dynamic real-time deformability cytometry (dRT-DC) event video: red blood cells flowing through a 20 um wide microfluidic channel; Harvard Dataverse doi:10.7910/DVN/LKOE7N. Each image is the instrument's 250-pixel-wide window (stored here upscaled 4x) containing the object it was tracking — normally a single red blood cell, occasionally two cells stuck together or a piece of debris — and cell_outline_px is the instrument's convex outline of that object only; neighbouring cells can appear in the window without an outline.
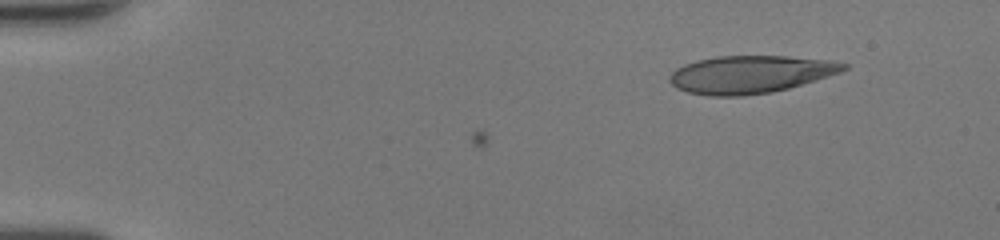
{"species": "human", "species_latin": "Homo sapiens", "temperature_condition": "room temperature", "stored_images_in_passage": 43, "camera_frame_rate_fps": 3000, "um_per_image_px": 0.085, "donor": {"sex": "female"}, "frame": {"image": 1, "passage_image": 1, "time_ms": 0.0, "image_size_px": [1000, 240], "cell_outline_px": [[848, 68], [840, 72], [816, 80], [788, 88], [772, 92], [744, 96], [708, 96], [688, 92], [676, 88], [668, 80], [668, 76], [676, 68], [684, 64], [716, 56], [788, 56], [828, 60], [848, 64]], "centroid_in_image_um": [63.75, 6.33], "position_along_channel_um": 21.2, "area_um2": 38.15}}
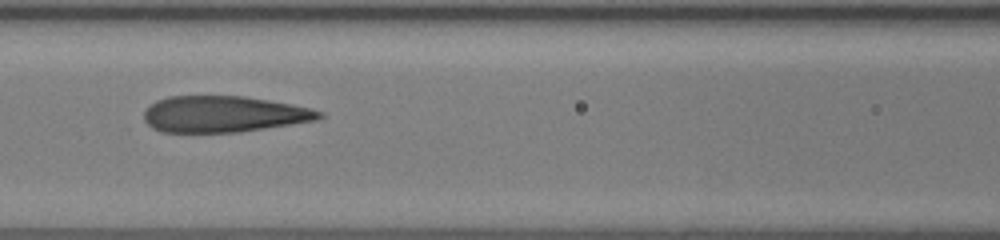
{"frame": {"image": 2, "passage_image": 18, "time_ms": 5.667, "image_size_px": [1000, 240], "cell_outline_px": [[324, 116], [316, 120], [292, 124], [240, 132], [160, 132], [152, 128], [144, 120], [144, 112], [156, 100], [168, 96], [244, 96], [292, 104], [312, 108], [324, 112]], "centroid_in_image_um": [19.03, 9.7], "position_along_channel_um": 147.6, "area_um2": 37.11}}
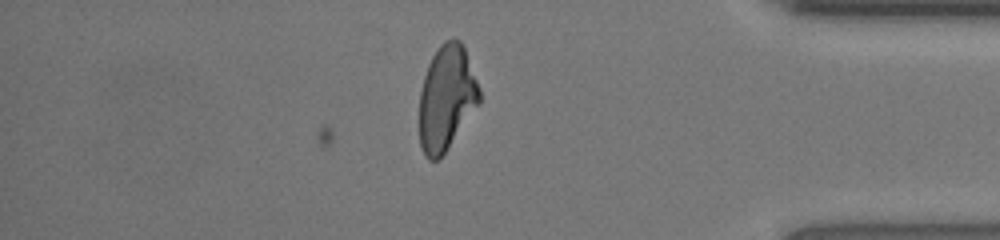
{"frame": {"image": 3, "passage_image": 37, "time_ms": 12.0, "image_size_px": [1000, 240], "cell_outline_px": [[480, 104], [448, 148], [436, 160], [428, 160], [424, 156], [420, 144], [420, 92], [424, 76], [428, 64], [436, 48], [444, 40], [460, 40], [464, 48], [480, 88]], "centroid_in_image_um": [37.96, 8.33], "position_along_channel_um": 397.2, "area_um2": 36.65}, "authors_computed_cell_mechanics": {"area_um2": 38.148, "velocity_mm_per_s": 4.3461, "shape_relaxation_time_tau1_ms": 8.0683, "shape_relaxation_time_tau2_ms": 0.8389, "deformation_change_tau1": 0.2713, "deformation_change_tau2": 0.0824}}